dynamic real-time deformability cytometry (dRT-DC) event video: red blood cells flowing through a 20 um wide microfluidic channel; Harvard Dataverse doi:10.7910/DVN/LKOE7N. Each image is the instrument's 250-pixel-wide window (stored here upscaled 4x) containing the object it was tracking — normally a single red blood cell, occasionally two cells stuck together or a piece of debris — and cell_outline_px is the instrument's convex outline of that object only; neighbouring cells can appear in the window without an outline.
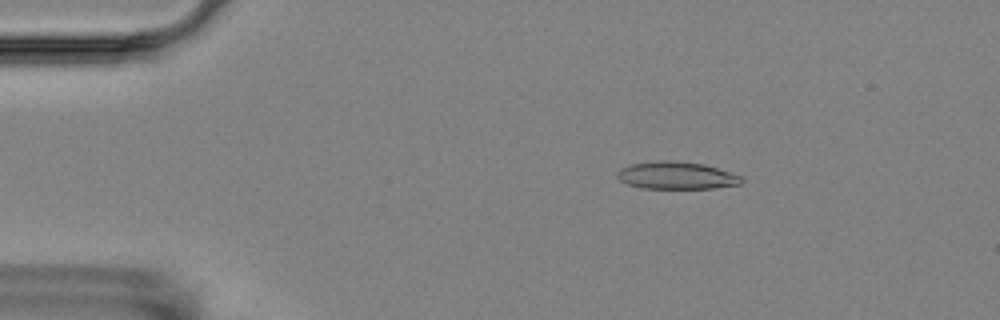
{"species": "Egyptian fruit bat (a non-hibernating species)", "species_latin": "Rousettus aegyptiacus", "temperature_condition": "room temperature", "stored_images_in_passage": 2, "camera_frame_rate_fps": 3000, "um_per_image_px": 0.085, "animal": {"sex": "female"}, "frame": {"image": 1, "passage_image": 1, "time_ms": 0.0, "image_size_px": [1000, 320], "cell_outline_px": [[744, 180], [740, 184], [712, 188], [640, 188], [628, 184], [620, 180], [616, 176], [616, 172], [620, 168], [632, 164], [660, 160], [668, 160], [704, 164], [740, 176]], "centroid_in_image_um": [57.45, 14.91], "position_along_channel_um": 27.5, "area_um2": 19.65}}